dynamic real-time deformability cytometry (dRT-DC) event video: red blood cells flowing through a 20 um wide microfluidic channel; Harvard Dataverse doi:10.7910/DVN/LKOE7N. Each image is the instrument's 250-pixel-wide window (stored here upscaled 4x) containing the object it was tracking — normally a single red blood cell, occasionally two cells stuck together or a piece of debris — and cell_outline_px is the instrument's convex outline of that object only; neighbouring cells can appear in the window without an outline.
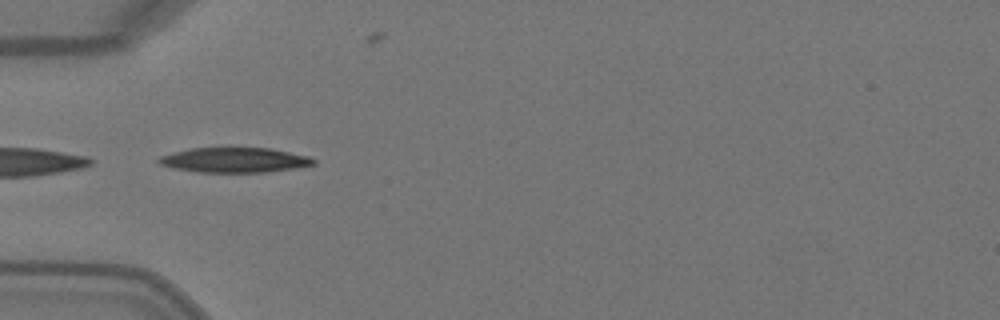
{"species": "Egyptian fruit bat (a non-hibernating species)", "species_latin": "Rousettus aegyptiacus", "temperature_condition": "warm", "stored_images_in_passage": 24, "camera_frame_rate_fps": 3000, "um_per_image_px": 0.085, "animal": {"sex": "female"}, "frame": {"image": 1, "passage_image": 2, "time_ms": 0.333, "image_size_px": [1000, 320], "cell_outline_px": [[316, 164], [268, 172], [200, 172], [172, 168], [160, 164], [156, 160], [160, 156], [172, 152], [188, 148], [272, 148], [308, 156], [316, 160]], "centroid_in_image_um": [19.91, 13.6], "position_along_channel_um": 65.1, "area_um2": 22.48}, "authors_computed_cell_mechanics": {"area_um2": 21.2126, "velocity_mm_per_s": 4.0913, "shape_relaxation_time_tau1_ms": null, "shape_relaxation_time_tau2_ms": 7.8866, "deformation_change_tau1": null, "deformation_change_tau2": 0.1149}}